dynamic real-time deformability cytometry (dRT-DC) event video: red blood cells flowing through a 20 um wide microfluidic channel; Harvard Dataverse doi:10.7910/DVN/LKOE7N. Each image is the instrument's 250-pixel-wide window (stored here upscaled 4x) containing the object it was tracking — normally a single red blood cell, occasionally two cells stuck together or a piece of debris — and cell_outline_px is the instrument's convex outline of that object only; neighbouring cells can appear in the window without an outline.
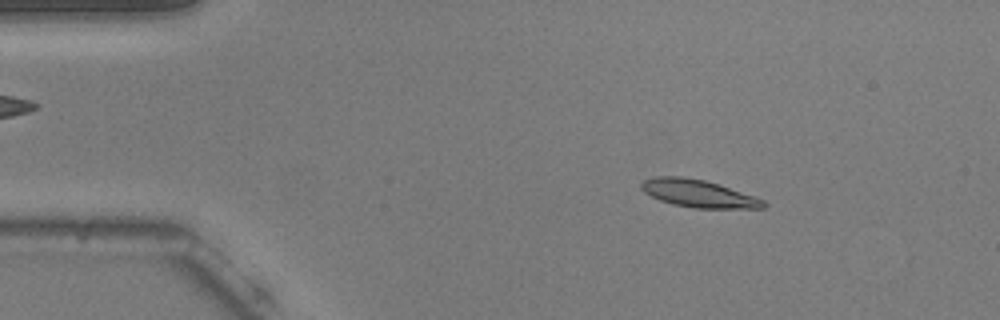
{"species": "common noctule bat (a hibernating species)", "species_latin": "Nyctalus noctula", "temperature_condition": "warm", "stored_images_in_passage": 42, "camera_frame_rate_fps": 3000, "um_per_image_px": 0.085, "animal": {"sex": "male", "body_mass_g": 20.5, "forearm_length_mm": 52.5}, "frame": {"image": 1, "passage_image": 8, "time_ms": 2.333, "image_size_px": [1000, 320], "cell_outline_px": [[768, 204], [764, 208], [692, 208], [672, 204], [660, 200], [644, 192], [640, 188], [640, 184], [644, 180], [656, 176], [684, 176], [704, 180], [764, 200]], "centroid_in_image_um": [59.31, 16.45], "position_along_channel_um": 25.7, "area_um2": 19.36}}
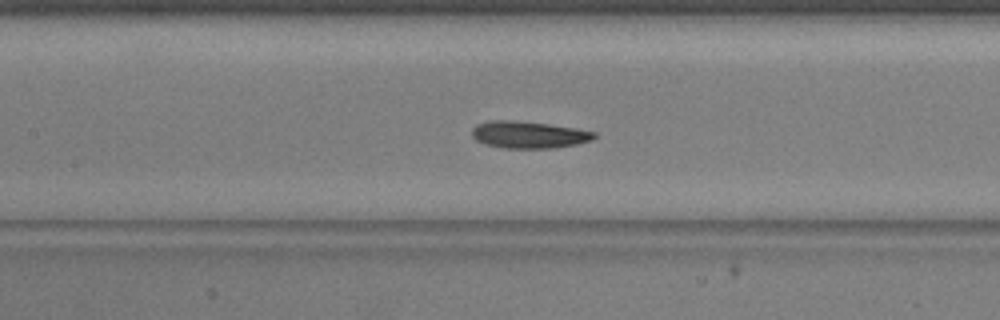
{"frame": {"image": 2, "passage_image": 24, "time_ms": 7.667, "image_size_px": [1000, 320], "cell_outline_px": [[596, 136], [592, 140], [576, 144], [552, 148], [504, 148], [484, 144], [476, 140], [472, 136], [472, 128], [476, 124], [492, 120], [516, 120], [548, 124], [576, 128], [596, 132]], "centroid_in_image_um": [44.92, 11.44], "position_along_channel_um": 162.5, "area_um2": 19.31}}
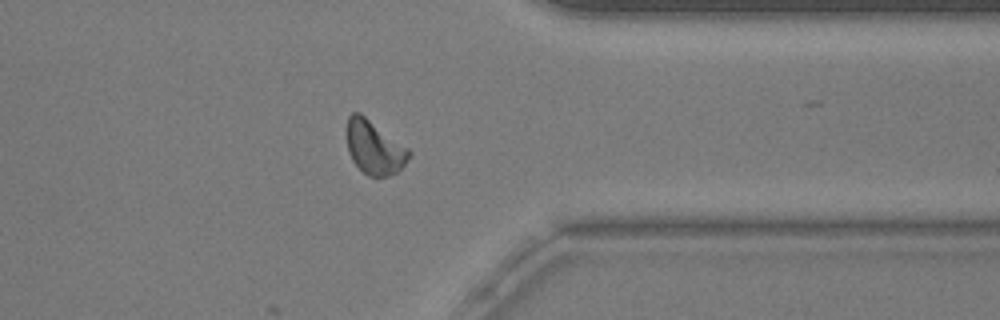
{"frame": {"image": 3, "passage_image": 42, "time_ms": 13.667, "image_size_px": [1000, 320], "cell_outline_px": [[412, 152], [408, 160], [396, 172], [388, 176], [368, 176], [352, 160], [348, 152], [348, 116], [352, 112], [360, 112], [408, 148]], "centroid_in_image_um": [31.83, 12.53], "position_along_channel_um": 379.6, "area_um2": 19.13}, "authors_computed_cell_mechanics": {"area_um2": 18.8139, "velocity_mm_per_s": 3.7632, "shape_relaxation_time_tau1_ms": 3.1237, "shape_relaxation_time_tau2_ms": null, "deformation_change_tau1": 0.1347, "deformation_change_tau2": null}}